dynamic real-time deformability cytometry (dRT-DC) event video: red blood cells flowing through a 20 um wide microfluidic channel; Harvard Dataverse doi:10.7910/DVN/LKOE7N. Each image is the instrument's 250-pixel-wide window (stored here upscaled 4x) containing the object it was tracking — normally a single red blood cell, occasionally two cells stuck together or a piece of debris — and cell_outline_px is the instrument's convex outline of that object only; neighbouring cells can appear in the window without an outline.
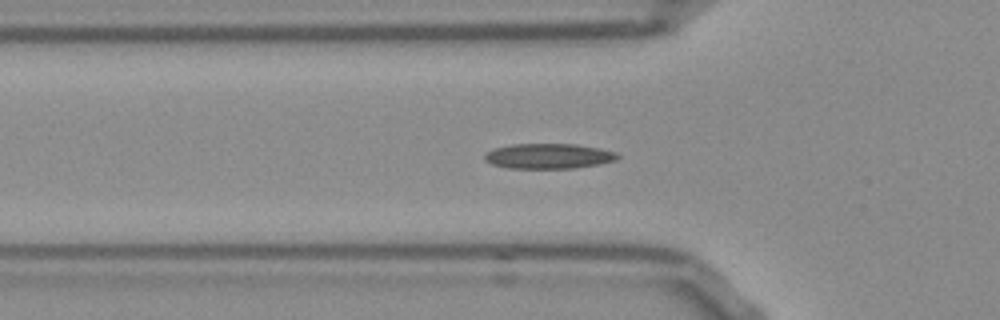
{"species": "Egyptian fruit bat (a non-hibernating species)", "species_latin": "Rousettus aegyptiacus", "temperature_condition": "room temperature", "stored_images_in_passage": 45, "camera_frame_rate_fps": 3000, "um_per_image_px": 0.085, "frame": {"image": 1, "passage_image": 8, "time_ms": 2.333, "image_size_px": [1000, 320], "cell_outline_px": [[620, 156], [616, 160], [600, 164], [572, 168], [508, 168], [492, 164], [484, 160], [484, 156], [488, 152], [496, 148], [512, 144], [576, 144], [600, 148], [616, 152]], "centroid_in_image_um": [46.66, 13.27], "position_along_channel_um": 79.1, "area_um2": 19.42}}
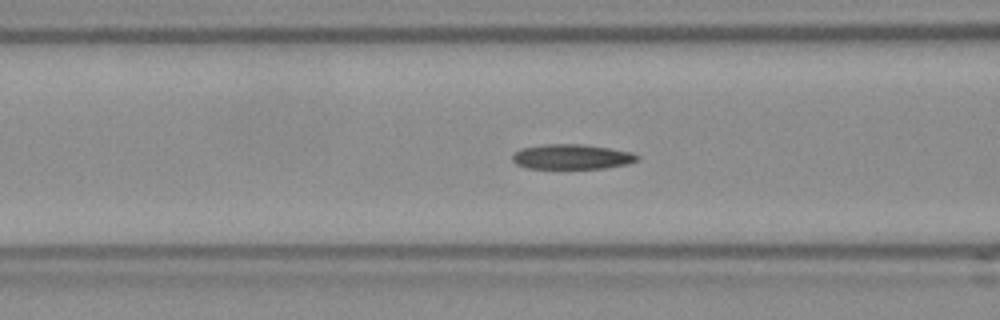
{"frame": {"image": 2, "passage_image": 11, "time_ms": 3.333, "image_size_px": [1000, 320], "cell_outline_px": [[640, 160], [628, 164], [604, 168], [528, 168], [516, 164], [512, 160], [512, 156], [520, 148], [544, 144], [580, 144], [608, 148], [632, 152], [640, 156]], "centroid_in_image_um": [48.62, 13.32], "position_along_channel_um": 118.0, "area_um2": 18.15}}
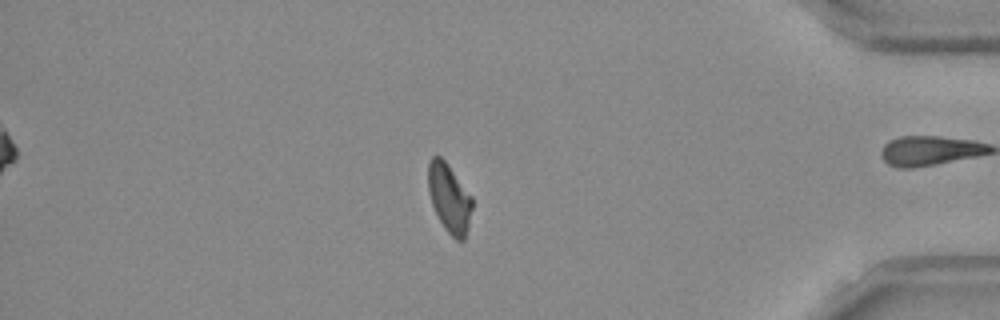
{"frame": {"image": 3, "passage_image": 36, "time_ms": 11.667, "image_size_px": [1000, 320], "cell_outline_px": [[472, 208], [468, 228], [464, 240], [456, 240], [444, 228], [432, 204], [428, 188], [428, 164], [432, 156], [440, 156], [448, 164], [472, 196]], "centroid_in_image_um": [38.19, 16.83], "position_along_channel_um": 397.0, "area_um2": 17.51}, "authors_computed_cell_mechanics": {"area_um2": 18.1492, "velocity_mm_per_s": 3.7954, "shape_relaxation_time_tau1_ms": null, "shape_relaxation_time_tau2_ms": 6.2059, "deformation_change_tau1": null, "deformation_change_tau2": 0.1278}}